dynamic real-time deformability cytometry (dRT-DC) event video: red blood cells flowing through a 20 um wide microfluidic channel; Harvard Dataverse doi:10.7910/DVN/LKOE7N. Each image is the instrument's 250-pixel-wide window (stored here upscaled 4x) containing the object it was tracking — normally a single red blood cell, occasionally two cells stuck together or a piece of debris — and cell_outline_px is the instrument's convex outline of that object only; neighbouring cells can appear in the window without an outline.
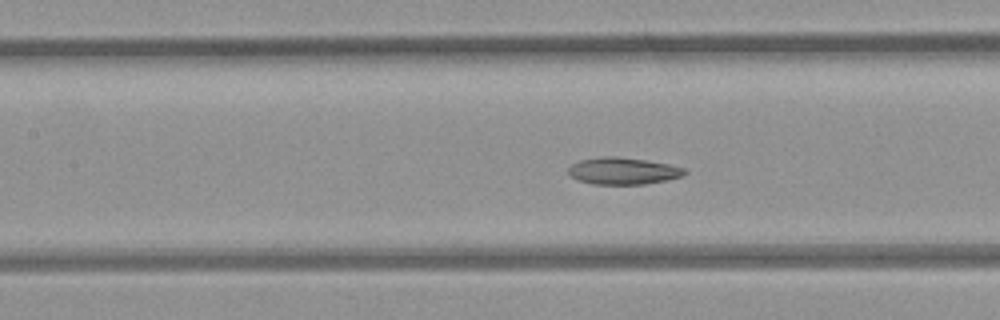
{"species": "common noctule bat (a hibernating species)", "species_latin": "Nyctalus noctula", "temperature_condition": "room temperature", "stored_images_in_passage": 20, "camera_frame_rate_fps": 3000, "um_per_image_px": 0.085, "animal": {"sex": "female", "body_mass_g": 21.9}, "frame": {"image": 1, "passage_image": 9, "time_ms": 2.667, "image_size_px": [1000, 320], "cell_outline_px": [[688, 172], [684, 176], [668, 180], [644, 184], [592, 184], [576, 180], [568, 176], [568, 168], [572, 164], [580, 160], [604, 156], [616, 156], [644, 160], [668, 164], [684, 168]], "centroid_in_image_um": [52.94, 14.54], "position_along_channel_um": 154.5, "area_um2": 18.38}}